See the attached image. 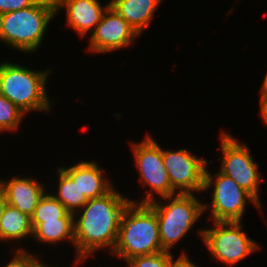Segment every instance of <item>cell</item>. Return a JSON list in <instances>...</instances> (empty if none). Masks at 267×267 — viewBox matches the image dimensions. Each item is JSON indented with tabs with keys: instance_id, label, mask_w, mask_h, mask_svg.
<instances>
[{
	"instance_id": "6da1fadb",
	"label": "cell",
	"mask_w": 267,
	"mask_h": 267,
	"mask_svg": "<svg viewBox=\"0 0 267 267\" xmlns=\"http://www.w3.org/2000/svg\"><path fill=\"white\" fill-rule=\"evenodd\" d=\"M116 187L103 196L90 199L74 214V260L93 258L99 250L112 253L121 215L131 202V197Z\"/></svg>"
},
{
	"instance_id": "7a4b0ae2",
	"label": "cell",
	"mask_w": 267,
	"mask_h": 267,
	"mask_svg": "<svg viewBox=\"0 0 267 267\" xmlns=\"http://www.w3.org/2000/svg\"><path fill=\"white\" fill-rule=\"evenodd\" d=\"M27 67L11 60L0 61V94L26 115L31 112L53 113L54 100L49 98L47 88L53 68L34 70Z\"/></svg>"
},
{
	"instance_id": "3957f363",
	"label": "cell",
	"mask_w": 267,
	"mask_h": 267,
	"mask_svg": "<svg viewBox=\"0 0 267 267\" xmlns=\"http://www.w3.org/2000/svg\"><path fill=\"white\" fill-rule=\"evenodd\" d=\"M56 17L54 0H37L32 6L0 15V42L22 54H35L51 21Z\"/></svg>"
},
{
	"instance_id": "277c9868",
	"label": "cell",
	"mask_w": 267,
	"mask_h": 267,
	"mask_svg": "<svg viewBox=\"0 0 267 267\" xmlns=\"http://www.w3.org/2000/svg\"><path fill=\"white\" fill-rule=\"evenodd\" d=\"M164 251L158 219L147 203L130 202L121 215L116 245L110 254L124 262L135 256Z\"/></svg>"
},
{
	"instance_id": "5b68a950",
	"label": "cell",
	"mask_w": 267,
	"mask_h": 267,
	"mask_svg": "<svg viewBox=\"0 0 267 267\" xmlns=\"http://www.w3.org/2000/svg\"><path fill=\"white\" fill-rule=\"evenodd\" d=\"M197 195L177 193L147 203L157 215L160 242L164 251L173 252L171 250H175L174 246L187 237L204 216V201Z\"/></svg>"
},
{
	"instance_id": "8992f818",
	"label": "cell",
	"mask_w": 267,
	"mask_h": 267,
	"mask_svg": "<svg viewBox=\"0 0 267 267\" xmlns=\"http://www.w3.org/2000/svg\"><path fill=\"white\" fill-rule=\"evenodd\" d=\"M209 161L205 169L202 194L211 193V201L203 202L204 215L207 213L211 217L208 219L210 222L243 221L249 203L262 213V205L232 178L220 171L213 174L209 170V163L212 164L213 160Z\"/></svg>"
},
{
	"instance_id": "52a82bcc",
	"label": "cell",
	"mask_w": 267,
	"mask_h": 267,
	"mask_svg": "<svg viewBox=\"0 0 267 267\" xmlns=\"http://www.w3.org/2000/svg\"><path fill=\"white\" fill-rule=\"evenodd\" d=\"M208 228L200 227L198 233L201 242L212 258L219 263L233 267L251 254L261 250L260 244L249 237L242 221L212 222Z\"/></svg>"
},
{
	"instance_id": "ba28073f",
	"label": "cell",
	"mask_w": 267,
	"mask_h": 267,
	"mask_svg": "<svg viewBox=\"0 0 267 267\" xmlns=\"http://www.w3.org/2000/svg\"><path fill=\"white\" fill-rule=\"evenodd\" d=\"M146 136V137H145ZM141 141L130 143V149L134 158V166L139 174V184L149 190H145L144 195L138 200L130 199L133 203H149L161 197L175 195L171 188V183L165 168L162 146L148 132L145 133ZM155 194L157 196H155Z\"/></svg>"
},
{
	"instance_id": "9c48e42d",
	"label": "cell",
	"mask_w": 267,
	"mask_h": 267,
	"mask_svg": "<svg viewBox=\"0 0 267 267\" xmlns=\"http://www.w3.org/2000/svg\"><path fill=\"white\" fill-rule=\"evenodd\" d=\"M219 139L218 149L222 152V157L217 158L220 162L218 170L232 178L263 206L259 184L264 179L259 172L260 164L253 158L249 146L224 129L220 131Z\"/></svg>"
},
{
	"instance_id": "30bf717a",
	"label": "cell",
	"mask_w": 267,
	"mask_h": 267,
	"mask_svg": "<svg viewBox=\"0 0 267 267\" xmlns=\"http://www.w3.org/2000/svg\"><path fill=\"white\" fill-rule=\"evenodd\" d=\"M162 156L171 188L176 194L202 193L207 158L196 156L186 147L177 150L162 147Z\"/></svg>"
},
{
	"instance_id": "8fae6325",
	"label": "cell",
	"mask_w": 267,
	"mask_h": 267,
	"mask_svg": "<svg viewBox=\"0 0 267 267\" xmlns=\"http://www.w3.org/2000/svg\"><path fill=\"white\" fill-rule=\"evenodd\" d=\"M141 36L111 6L103 13L100 23L87 38L89 53L108 54L132 47Z\"/></svg>"
},
{
	"instance_id": "7c38bea8",
	"label": "cell",
	"mask_w": 267,
	"mask_h": 267,
	"mask_svg": "<svg viewBox=\"0 0 267 267\" xmlns=\"http://www.w3.org/2000/svg\"><path fill=\"white\" fill-rule=\"evenodd\" d=\"M54 2L56 16L64 9L65 25L75 31L74 33H77L81 39L86 35L90 36L100 23L103 13L110 6V1L104 5L100 0H54Z\"/></svg>"
},
{
	"instance_id": "4fadbf2b",
	"label": "cell",
	"mask_w": 267,
	"mask_h": 267,
	"mask_svg": "<svg viewBox=\"0 0 267 267\" xmlns=\"http://www.w3.org/2000/svg\"><path fill=\"white\" fill-rule=\"evenodd\" d=\"M20 176L15 174L11 178H1L0 185L5 191L7 203L31 217L39 200L49 188L39 178Z\"/></svg>"
},
{
	"instance_id": "5bb4252c",
	"label": "cell",
	"mask_w": 267,
	"mask_h": 267,
	"mask_svg": "<svg viewBox=\"0 0 267 267\" xmlns=\"http://www.w3.org/2000/svg\"><path fill=\"white\" fill-rule=\"evenodd\" d=\"M59 167L74 181L78 183L81 192L88 200L107 194L115 185L105 174V168L100 167L97 160H79Z\"/></svg>"
},
{
	"instance_id": "9a60e30c",
	"label": "cell",
	"mask_w": 267,
	"mask_h": 267,
	"mask_svg": "<svg viewBox=\"0 0 267 267\" xmlns=\"http://www.w3.org/2000/svg\"><path fill=\"white\" fill-rule=\"evenodd\" d=\"M110 6L141 36L163 0H109Z\"/></svg>"
},
{
	"instance_id": "2e32d148",
	"label": "cell",
	"mask_w": 267,
	"mask_h": 267,
	"mask_svg": "<svg viewBox=\"0 0 267 267\" xmlns=\"http://www.w3.org/2000/svg\"><path fill=\"white\" fill-rule=\"evenodd\" d=\"M32 235L31 217L7 204L0 219V242H8L9 245L12 243V246L15 242L22 245L28 239L32 240Z\"/></svg>"
},
{
	"instance_id": "e0dca14e",
	"label": "cell",
	"mask_w": 267,
	"mask_h": 267,
	"mask_svg": "<svg viewBox=\"0 0 267 267\" xmlns=\"http://www.w3.org/2000/svg\"><path fill=\"white\" fill-rule=\"evenodd\" d=\"M33 228L32 239L34 242L45 245H53L63 242L70 243L74 248L75 230L74 218H61L57 220L45 221L42 223H31Z\"/></svg>"
},
{
	"instance_id": "ac0fdd59",
	"label": "cell",
	"mask_w": 267,
	"mask_h": 267,
	"mask_svg": "<svg viewBox=\"0 0 267 267\" xmlns=\"http://www.w3.org/2000/svg\"><path fill=\"white\" fill-rule=\"evenodd\" d=\"M56 174L58 183L54 186L57 187L49 193L64 205L70 213L75 214L89 200L81 192L78 183L74 182L60 167H57Z\"/></svg>"
},
{
	"instance_id": "d6986e66",
	"label": "cell",
	"mask_w": 267,
	"mask_h": 267,
	"mask_svg": "<svg viewBox=\"0 0 267 267\" xmlns=\"http://www.w3.org/2000/svg\"><path fill=\"white\" fill-rule=\"evenodd\" d=\"M61 218H74V214L70 213L64 205L47 191L39 200L31 216V223H42Z\"/></svg>"
},
{
	"instance_id": "ffe728a7",
	"label": "cell",
	"mask_w": 267,
	"mask_h": 267,
	"mask_svg": "<svg viewBox=\"0 0 267 267\" xmlns=\"http://www.w3.org/2000/svg\"><path fill=\"white\" fill-rule=\"evenodd\" d=\"M26 114L9 99L0 94V135L20 130Z\"/></svg>"
},
{
	"instance_id": "44dd1931",
	"label": "cell",
	"mask_w": 267,
	"mask_h": 267,
	"mask_svg": "<svg viewBox=\"0 0 267 267\" xmlns=\"http://www.w3.org/2000/svg\"><path fill=\"white\" fill-rule=\"evenodd\" d=\"M175 253L162 251L159 253L141 255L125 261V267H169L176 259Z\"/></svg>"
},
{
	"instance_id": "7402d4cb",
	"label": "cell",
	"mask_w": 267,
	"mask_h": 267,
	"mask_svg": "<svg viewBox=\"0 0 267 267\" xmlns=\"http://www.w3.org/2000/svg\"><path fill=\"white\" fill-rule=\"evenodd\" d=\"M16 247H14V251L9 250L10 254H12L9 257L10 260L4 264L2 263V267H35L43 258L42 253L36 255L37 253L29 252L30 250L26 246L24 248V245L23 247L21 245Z\"/></svg>"
},
{
	"instance_id": "603a6c76",
	"label": "cell",
	"mask_w": 267,
	"mask_h": 267,
	"mask_svg": "<svg viewBox=\"0 0 267 267\" xmlns=\"http://www.w3.org/2000/svg\"><path fill=\"white\" fill-rule=\"evenodd\" d=\"M37 0H0V15L32 6Z\"/></svg>"
},
{
	"instance_id": "cb8c5ba5",
	"label": "cell",
	"mask_w": 267,
	"mask_h": 267,
	"mask_svg": "<svg viewBox=\"0 0 267 267\" xmlns=\"http://www.w3.org/2000/svg\"><path fill=\"white\" fill-rule=\"evenodd\" d=\"M186 251V252H185ZM184 249L181 251L180 256L176 255V259L171 263L169 267H200L197 265L194 260L190 259L187 250Z\"/></svg>"
},
{
	"instance_id": "d4e9b609",
	"label": "cell",
	"mask_w": 267,
	"mask_h": 267,
	"mask_svg": "<svg viewBox=\"0 0 267 267\" xmlns=\"http://www.w3.org/2000/svg\"><path fill=\"white\" fill-rule=\"evenodd\" d=\"M259 107L260 110L258 113H260L263 124L267 126V99H259Z\"/></svg>"
},
{
	"instance_id": "484cf974",
	"label": "cell",
	"mask_w": 267,
	"mask_h": 267,
	"mask_svg": "<svg viewBox=\"0 0 267 267\" xmlns=\"http://www.w3.org/2000/svg\"><path fill=\"white\" fill-rule=\"evenodd\" d=\"M259 88V99H267V71L263 77L262 84Z\"/></svg>"
},
{
	"instance_id": "4316f807",
	"label": "cell",
	"mask_w": 267,
	"mask_h": 267,
	"mask_svg": "<svg viewBox=\"0 0 267 267\" xmlns=\"http://www.w3.org/2000/svg\"><path fill=\"white\" fill-rule=\"evenodd\" d=\"M7 204L8 203H7L5 191L3 187L0 185V219L2 218L4 208L6 207Z\"/></svg>"
},
{
	"instance_id": "83f0119b",
	"label": "cell",
	"mask_w": 267,
	"mask_h": 267,
	"mask_svg": "<svg viewBox=\"0 0 267 267\" xmlns=\"http://www.w3.org/2000/svg\"><path fill=\"white\" fill-rule=\"evenodd\" d=\"M55 265L56 267H58L57 264ZM35 267H55V266H53L51 263L48 264L45 260L42 259Z\"/></svg>"
},
{
	"instance_id": "f1b7e54d",
	"label": "cell",
	"mask_w": 267,
	"mask_h": 267,
	"mask_svg": "<svg viewBox=\"0 0 267 267\" xmlns=\"http://www.w3.org/2000/svg\"><path fill=\"white\" fill-rule=\"evenodd\" d=\"M85 261L86 260H78V259H76V260H72V264H71V266H69V267H80V265L82 264V263H84L85 264Z\"/></svg>"
}]
</instances>
